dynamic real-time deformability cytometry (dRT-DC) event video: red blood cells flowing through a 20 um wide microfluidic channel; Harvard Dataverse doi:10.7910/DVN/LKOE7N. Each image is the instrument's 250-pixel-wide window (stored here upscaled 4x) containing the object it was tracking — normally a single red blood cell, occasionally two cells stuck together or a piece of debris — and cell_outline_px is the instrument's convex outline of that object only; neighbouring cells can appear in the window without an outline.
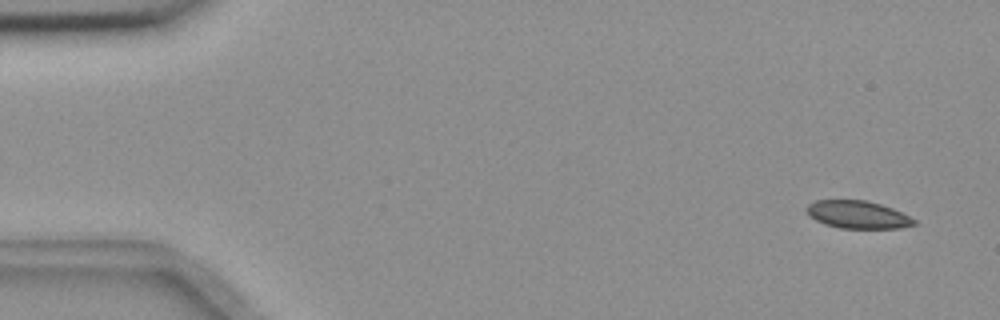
{"species": "common noctule bat (a hibernating species)", "species_latin": "Nyctalus noctula", "temperature_condition": "room temperature", "stored_images_in_passage": 5, "camera_frame_rate_fps": 3000, "um_per_image_px": 0.085, "animal": {"sex": "female", "body_mass_g": 18.4}, "frame": {"image": 1, "passage_image": 1, "time_ms": 0.0, "image_size_px": [1000, 320], "cell_outline_px": [[916, 224], [900, 228], [840, 228], [824, 224], [808, 216], [804, 208], [808, 204], [816, 200], [864, 200], [880, 204], [892, 208], [916, 220]], "centroid_in_image_um": [72.85, 18.24], "position_along_channel_um": 12.1, "area_um2": 17.34}}
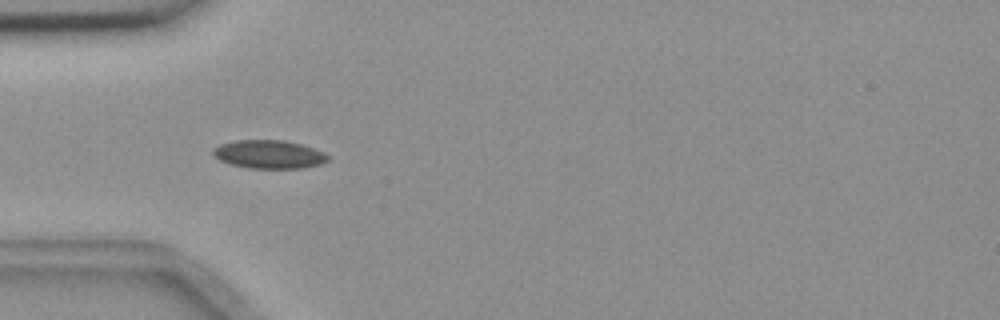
{"frame": {"image": 2, "passage_image": 5, "time_ms": 1.333, "image_size_px": [1000, 320], "cell_outline_px": [[332, 156], [328, 160], [320, 164], [304, 168], [248, 168], [228, 164], [220, 160], [212, 152], [212, 148], [220, 144], [236, 140], [284, 140], [300, 144], [324, 152]], "centroid_in_image_um": [22.87, 13.12], "position_along_channel_um": 62.1, "area_um2": 19.07}}